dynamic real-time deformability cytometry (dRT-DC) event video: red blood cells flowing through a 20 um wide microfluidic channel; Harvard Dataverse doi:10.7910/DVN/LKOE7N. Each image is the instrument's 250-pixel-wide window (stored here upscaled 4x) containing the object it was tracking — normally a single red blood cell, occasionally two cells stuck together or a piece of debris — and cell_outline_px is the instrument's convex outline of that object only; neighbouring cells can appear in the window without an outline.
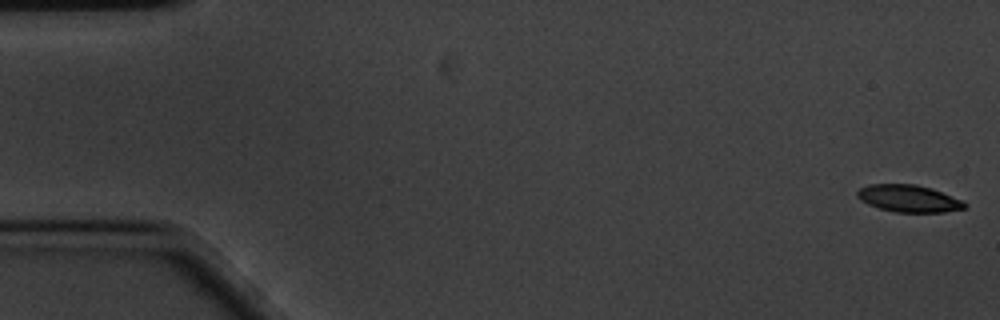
{"species": "common noctule bat (a hibernating species)", "species_latin": "Nyctalus noctula", "temperature_condition": "cold", "stored_images_in_passage": 58, "camera_frame_rate_fps": 3000, "um_per_image_px": 0.085, "animal": {"sex": "male", "body_mass_g": 20.1, "forearm_length_mm": 53.5}, "frame": {"image": 1, "passage_image": 1, "time_ms": 0.0, "image_size_px": [1000, 320], "cell_outline_px": [[968, 208], [944, 212], [896, 212], [880, 208], [868, 204], [860, 200], [856, 196], [856, 192], [860, 188], [868, 184], [916, 184], [932, 188], [964, 200], [968, 204]], "centroid_in_image_um": [77.28, 16.87], "position_along_channel_um": 7.7, "area_um2": 17.22}}
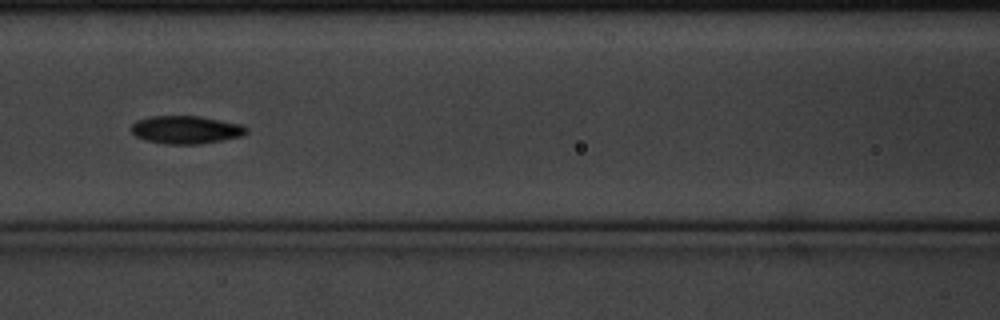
{"frame": {"image": 2, "passage_image": 25, "time_ms": 8.0, "image_size_px": [1000, 320], "cell_outline_px": [[248, 132], [244, 136], [200, 144], [164, 144], [144, 140], [136, 136], [132, 132], [132, 124], [136, 120], [148, 116], [200, 116], [240, 124], [248, 128]], "centroid_in_image_um": [15.81, 11.03], "position_along_channel_um": 150.8, "area_um2": 18.9}}
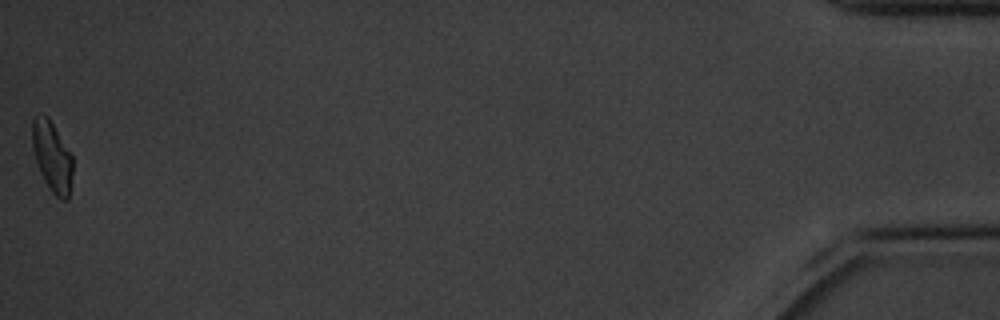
{"frame": {"image": 3, "passage_image": 58, "time_ms": 19.0, "image_size_px": [1000, 320], "cell_outline_px": [[72, 172], [68, 200], [60, 200], [52, 192], [44, 180], [40, 172], [32, 148], [32, 120], [36, 116], [48, 116], [72, 156]], "centroid_in_image_um": [4.42, 13.33], "position_along_channel_um": 430.8, "area_um2": 16.3}, "authors_computed_cell_mechanics": {"area_um2": 17.5423, "velocity_mm_per_s": 3.4325, "shape_relaxation_time_tau1_ms": 2.7997, "shape_relaxation_time_tau2_ms": 11.1378, "deformation_change_tau1": 0.1098, "deformation_change_tau2": 0.1447}}